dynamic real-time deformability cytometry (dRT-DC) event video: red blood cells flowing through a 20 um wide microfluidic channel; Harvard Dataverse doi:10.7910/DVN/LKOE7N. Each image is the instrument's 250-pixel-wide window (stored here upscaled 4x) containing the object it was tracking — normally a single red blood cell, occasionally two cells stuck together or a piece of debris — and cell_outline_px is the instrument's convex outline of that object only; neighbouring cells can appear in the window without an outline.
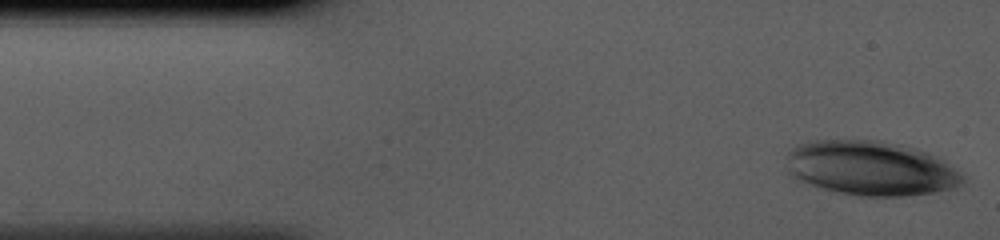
{"species": "human", "species_latin": "Homo sapiens", "temperature_condition": "cold", "stored_images_in_passage": 38, "camera_frame_rate_fps": 3000, "um_per_image_px": 0.085, "donor": {"sex": "male"}, "frame": {"image": 1, "passage_image": 1, "time_ms": 0.0, "image_size_px": [1000, 240], "cell_outline_px": [[964, 180], [960, 184], [948, 188], [932, 192], [904, 196], [860, 196], [840, 192], [824, 188], [796, 180], [788, 172], [788, 152], [792, 148], [800, 144], [812, 140], [880, 140], [904, 144], [936, 156], [944, 160], [964, 176]], "centroid_in_image_um": [74.0, 14.28], "position_along_channel_um": 11.0, "area_um2": 55.72}}
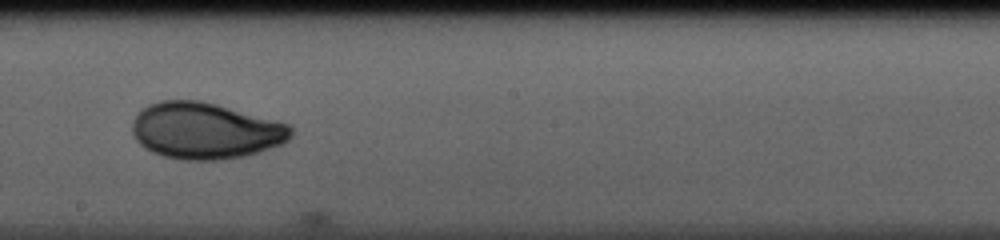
{"frame": {"image": 2, "passage_image": 22, "time_ms": 7.0, "image_size_px": [1000, 240], "cell_outline_px": [[292, 136], [284, 144], [244, 156], [220, 160], [184, 160], [164, 156], [152, 152], [140, 144], [136, 140], [132, 132], [132, 120], [148, 104], [160, 100], [200, 100], [216, 104], [292, 124]], "centroid_in_image_um": [17.48, 11.11], "position_along_channel_um": 230.7, "area_um2": 52.42}}
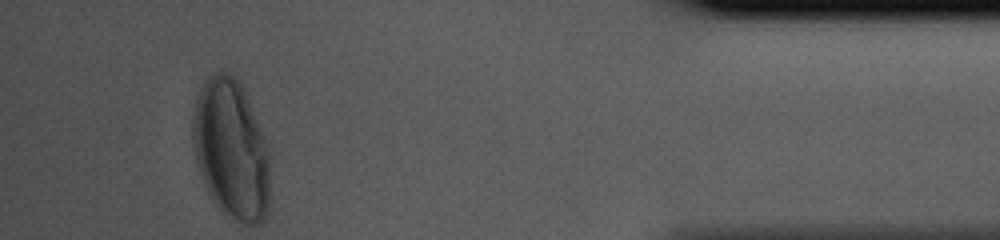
{"frame": {"image": 3, "passage_image": 38, "time_ms": 12.333, "image_size_px": [1000, 240], "cell_outline_px": [[268, 212], [264, 220], [260, 224], [244, 224], [228, 220], [216, 208], [208, 192], [200, 172], [196, 160], [192, 136], [192, 116], [196, 100], [200, 88], [204, 80], [212, 72], [228, 72], [236, 76], [240, 80], [248, 96], [264, 136], [268, 152]], "centroid_in_image_um": [19.64, 12.71], "position_along_channel_um": 415.6, "area_um2": 63.75}}